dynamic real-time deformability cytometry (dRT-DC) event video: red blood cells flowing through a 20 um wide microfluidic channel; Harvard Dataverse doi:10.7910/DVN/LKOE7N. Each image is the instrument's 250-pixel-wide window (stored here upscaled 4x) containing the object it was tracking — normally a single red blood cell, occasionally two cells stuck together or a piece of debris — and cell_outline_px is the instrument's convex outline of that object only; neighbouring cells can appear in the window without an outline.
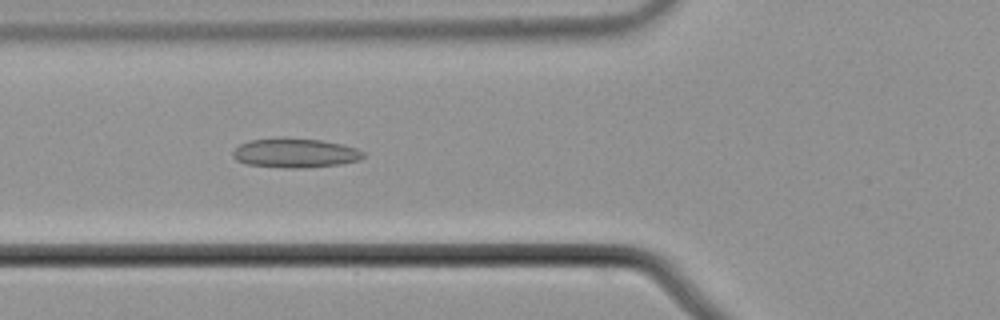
{"species": "common noctule bat (a hibernating species)", "species_latin": "Nyctalus noctula", "temperature_condition": "cold", "stored_images_in_passage": 50, "camera_frame_rate_fps": 3000, "um_per_image_px": 0.085, "animal": {"sex": "male", "body_mass_g": 21.5, "forearm_length_mm": 52.0}, "frame": {"image": 1, "passage_image": 15, "time_ms": 4.667, "image_size_px": [1000, 320], "cell_outline_px": [[364, 156], [360, 160], [340, 164], [304, 168], [284, 168], [248, 164], [236, 160], [232, 156], [232, 152], [240, 144], [248, 140], [284, 136], [320, 140], [344, 144], [356, 148], [364, 152]], "centroid_in_image_um": [25.07, 12.98], "position_along_channel_um": 100.7, "area_um2": 22.72}}
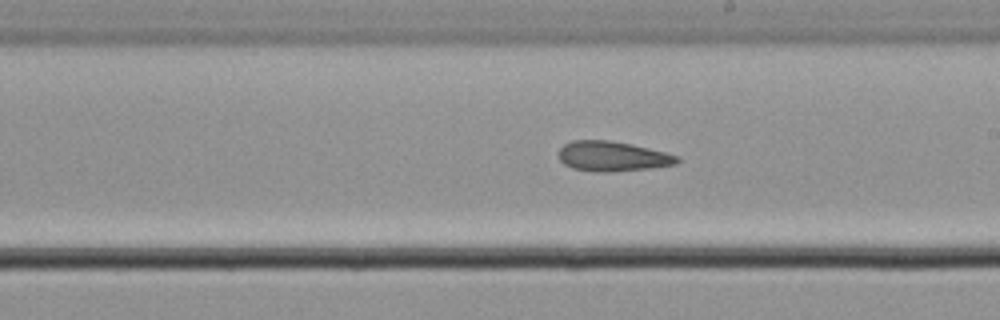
{"frame": {"image": 2, "passage_image": 26, "time_ms": 8.333, "image_size_px": [1000, 320], "cell_outline_px": [[680, 160], [676, 164], [652, 168], [608, 172], [596, 172], [572, 168], [564, 164], [560, 160], [560, 148], [564, 144], [572, 140], [608, 140], [648, 148], [680, 156]], "centroid_in_image_um": [52.06, 13.29], "position_along_channel_um": 236.9, "area_um2": 20.58}}
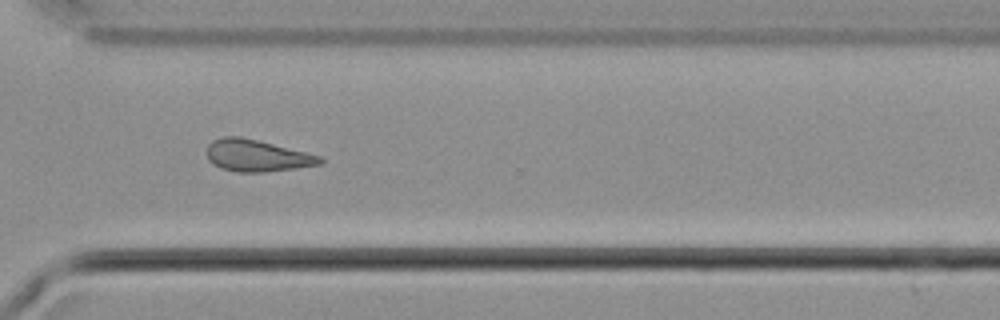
{"frame": {"image": 3, "passage_image": 35, "time_ms": 11.333, "image_size_px": [1000, 320], "cell_outline_px": [[324, 164], [296, 168], [264, 172], [236, 172], [220, 168], [212, 164], [208, 160], [208, 144], [212, 140], [224, 136], [240, 136], [320, 156], [324, 160]], "centroid_in_image_um": [21.81, 13.24], "position_along_channel_um": 348.8, "area_um2": 20.87}, "authors_computed_cell_mechanics": {"area_um2": 21.0392, "velocity_mm_per_s": 3.7129, "shape_relaxation_time_tau1_ms": null, "shape_relaxation_time_tau2_ms": 5.5546, "deformation_change_tau1": null, "deformation_change_tau2": 0.1412}}